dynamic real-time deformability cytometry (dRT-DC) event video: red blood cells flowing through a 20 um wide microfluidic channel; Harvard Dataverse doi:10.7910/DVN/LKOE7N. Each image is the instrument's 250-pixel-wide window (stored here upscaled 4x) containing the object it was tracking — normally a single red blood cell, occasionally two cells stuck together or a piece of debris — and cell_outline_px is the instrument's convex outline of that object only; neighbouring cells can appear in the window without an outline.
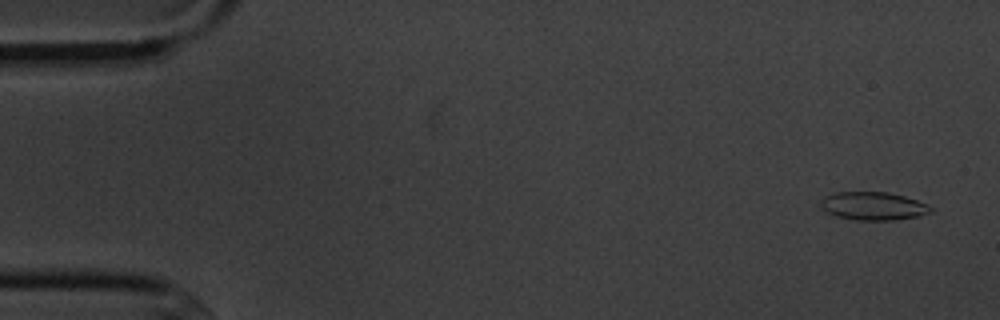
{"species": "common noctule bat (a hibernating species)", "species_latin": "Nyctalus noctula", "temperature_condition": "cold", "stored_images_in_passage": 6, "camera_frame_rate_fps": 3000, "um_per_image_px": 0.085, "animal": {"sex": "male", "body_mass_g": 20.1, "forearm_length_mm": 53.5}, "frame": {"image": 1, "passage_image": 1, "time_ms": 0.0, "image_size_px": [1000, 320], "cell_outline_px": [[932, 212], [920, 216], [896, 220], [856, 220], [836, 216], [828, 212], [820, 204], [820, 200], [824, 196], [836, 192], [888, 192], [904, 196], [928, 204], [932, 208]], "centroid_in_image_um": [74.25, 17.51], "position_along_channel_um": 10.8, "area_um2": 18.09}}
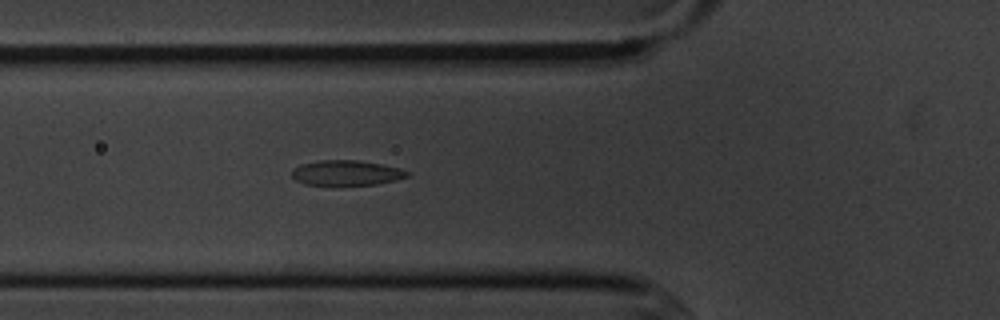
{"frame": {"image": 2, "passage_image": 6, "time_ms": 5.667, "image_size_px": [1000, 320], "cell_outline_px": [[412, 172], [408, 176], [396, 180], [376, 184], [304, 184], [296, 180], [292, 176], [292, 168], [300, 164], [320, 160], [356, 160], [380, 164], [400, 168]], "centroid_in_image_um": [29.45, 14.68], "position_along_channel_um": 96.4, "area_um2": 16.7}}